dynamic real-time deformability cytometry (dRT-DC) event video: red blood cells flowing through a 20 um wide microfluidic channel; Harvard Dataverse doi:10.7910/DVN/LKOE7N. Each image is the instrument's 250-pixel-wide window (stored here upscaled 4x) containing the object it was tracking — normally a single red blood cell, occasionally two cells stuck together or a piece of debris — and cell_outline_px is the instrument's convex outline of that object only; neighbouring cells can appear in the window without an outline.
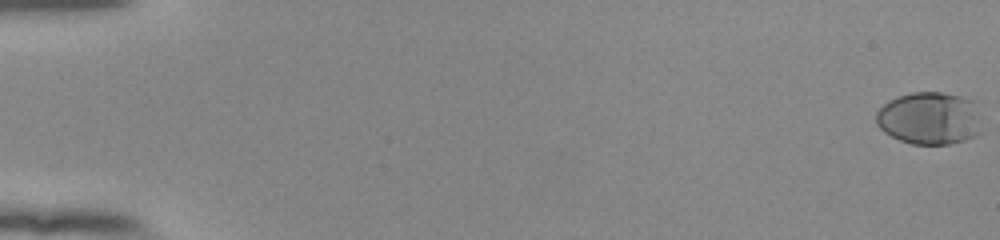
{"species": "human", "species_latin": "Homo sapiens", "temperature_condition": "room temperature", "stored_images_in_passage": 56, "camera_frame_rate_fps": 3000, "um_per_image_px": 0.085, "donor": {"sex": "female"}, "frame": {"image": 1, "passage_image": 1, "time_ms": 0.0, "image_size_px": [1000, 240], "cell_outline_px": [[976, 136], [964, 140], [948, 144], [912, 144], [900, 140], [884, 132], [876, 124], [876, 112], [888, 100], [912, 92], [944, 92], [960, 96], [972, 100], [976, 116]], "centroid_in_image_um": [78.91, 10.05], "position_along_channel_um": 6.1, "area_um2": 31.67}}
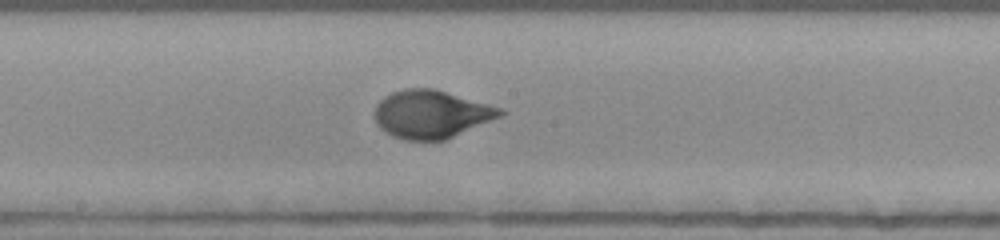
{"frame": {"image": 2, "passage_image": 32, "time_ms": 10.333, "image_size_px": [1000, 240], "cell_outline_px": [[508, 112], [500, 116], [444, 140], [404, 140], [392, 136], [384, 132], [376, 124], [376, 104], [384, 96], [392, 92], [404, 88], [432, 88], [488, 104], [500, 108]], "centroid_in_image_um": [36.61, 9.7], "position_along_channel_um": 211.6, "area_um2": 34.74}}
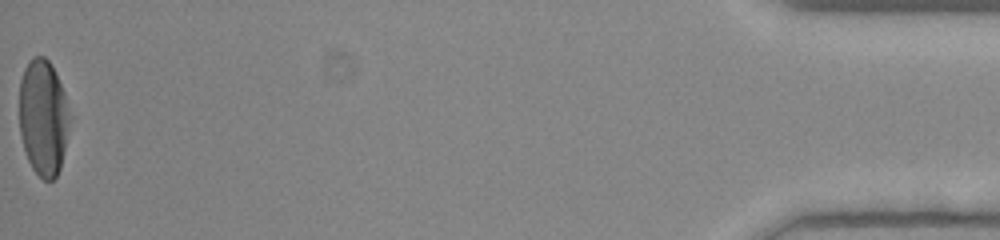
{"frame": {"image": 3, "passage_image": 56, "time_ms": 18.333, "image_size_px": [1000, 240], "cell_outline_px": [[72, 116], [60, 168], [56, 176], [52, 180], [44, 180], [32, 168], [28, 160], [24, 148], [20, 132], [20, 80], [24, 68], [28, 60], [32, 56], [44, 56], [48, 60], [64, 92]], "centroid_in_image_um": [3.69, 9.98], "position_along_channel_um": 431.5, "area_um2": 34.16}, "authors_computed_cell_mechanics": {"area_um2": 33.4951, "velocity_mm_per_s": 3.8816, "shape_relaxation_time_tau1_ms": 4.1223, "shape_relaxation_time_tau2_ms": null, "deformation_change_tau1": 0.2224, "deformation_change_tau2": null}}